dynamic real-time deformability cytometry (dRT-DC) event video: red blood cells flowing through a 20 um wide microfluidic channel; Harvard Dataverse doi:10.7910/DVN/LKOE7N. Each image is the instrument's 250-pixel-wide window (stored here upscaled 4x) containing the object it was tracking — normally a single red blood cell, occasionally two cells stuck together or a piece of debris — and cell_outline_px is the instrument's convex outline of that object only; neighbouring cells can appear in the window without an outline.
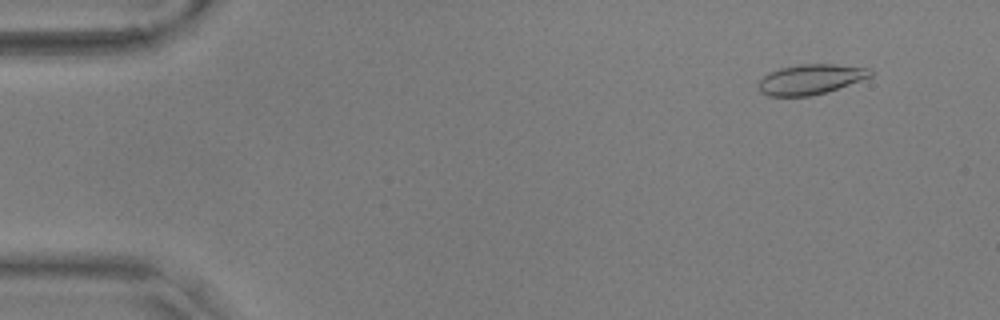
{"species": "common noctule bat (a hibernating species)", "species_latin": "Nyctalus noctula", "temperature_condition": "warm", "stored_images_in_passage": 14, "camera_frame_rate_fps": 3000, "um_per_image_px": 0.085, "animal": {"sex": "male", "body_mass_g": 17.9, "forearm_length_mm": 54.2}, "frame": {"image": 1, "passage_image": 3, "time_ms": 0.667, "image_size_px": [1000, 320], "cell_outline_px": [[872, 76], [812, 96], [768, 96], [760, 92], [756, 84], [768, 72], [780, 68], [800, 64], [832, 64], [872, 68]], "centroid_in_image_um": [68.85, 6.73], "position_along_channel_um": 16.2, "area_um2": 19.54}}